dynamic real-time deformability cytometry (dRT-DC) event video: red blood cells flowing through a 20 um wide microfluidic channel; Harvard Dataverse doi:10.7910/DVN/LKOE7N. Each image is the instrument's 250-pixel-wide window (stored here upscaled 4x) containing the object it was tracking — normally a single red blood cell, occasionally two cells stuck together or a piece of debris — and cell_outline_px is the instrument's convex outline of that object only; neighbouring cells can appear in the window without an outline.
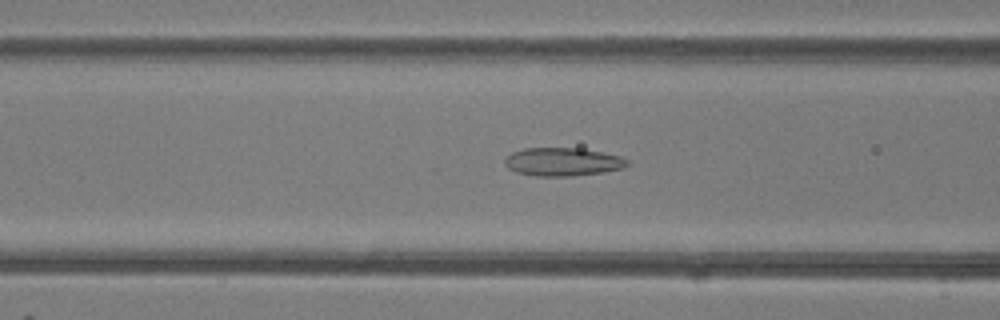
{"species": "common noctule bat (a hibernating species)", "species_latin": "Nyctalus noctula", "temperature_condition": "room temperature", "stored_images_in_passage": 48, "camera_frame_rate_fps": 3000, "um_per_image_px": 0.085, "animal": {"sex": "female"}, "frame": {"image": 1, "passage_image": 19, "time_ms": 6.0, "image_size_px": [1000, 320], "cell_outline_px": [[628, 164], [624, 168], [604, 172], [572, 176], [536, 176], [516, 172], [508, 168], [504, 164], [504, 160], [512, 152], [524, 148], [580, 148], [620, 156], [628, 160]], "centroid_in_image_um": [47.82, 13.76], "position_along_channel_um": 118.8, "area_um2": 20.17}}
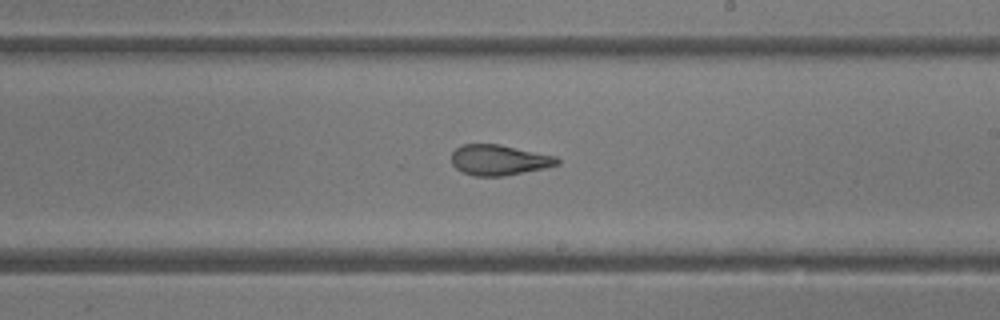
{"frame": {"image": 2, "passage_image": 28, "time_ms": 9.0, "image_size_px": [1000, 320], "cell_outline_px": [[560, 164], [544, 168], [504, 176], [476, 176], [464, 172], [456, 168], [452, 164], [452, 152], [460, 144], [500, 144], [556, 156], [560, 160]], "centroid_in_image_um": [42.42, 13.59], "position_along_channel_um": 246.6, "area_um2": 18.79}}
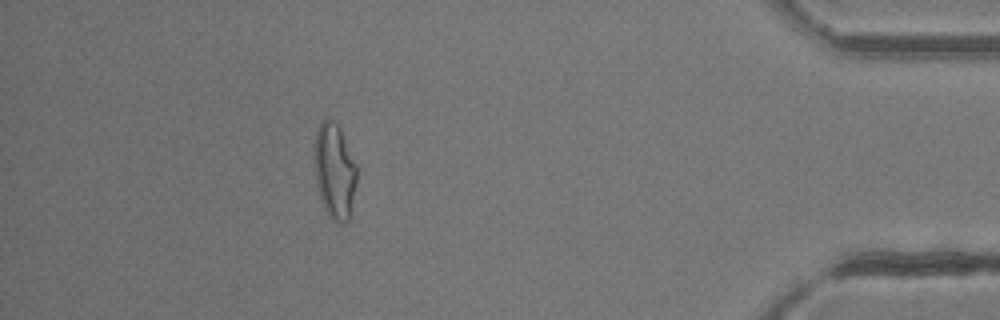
{"frame": {"image": 3, "passage_image": 43, "time_ms": 14.0, "image_size_px": [1000, 320], "cell_outline_px": [[356, 180], [348, 220], [344, 224], [332, 220], [328, 216], [320, 200], [316, 180], [312, 148], [316, 132], [320, 124], [324, 120], [332, 120], [340, 128], [356, 164]], "centroid_in_image_um": [28.4, 14.54], "position_along_channel_um": 406.8, "area_um2": 23.52}, "authors_computed_cell_mechanics": {"area_um2": 22.3975, "velocity_mm_per_s": 4.2556, "shape_relaxation_time_tau1_ms": null, "shape_relaxation_time_tau2_ms": 1.4375, "deformation_change_tau1": null, "deformation_change_tau2": 0.0939}}